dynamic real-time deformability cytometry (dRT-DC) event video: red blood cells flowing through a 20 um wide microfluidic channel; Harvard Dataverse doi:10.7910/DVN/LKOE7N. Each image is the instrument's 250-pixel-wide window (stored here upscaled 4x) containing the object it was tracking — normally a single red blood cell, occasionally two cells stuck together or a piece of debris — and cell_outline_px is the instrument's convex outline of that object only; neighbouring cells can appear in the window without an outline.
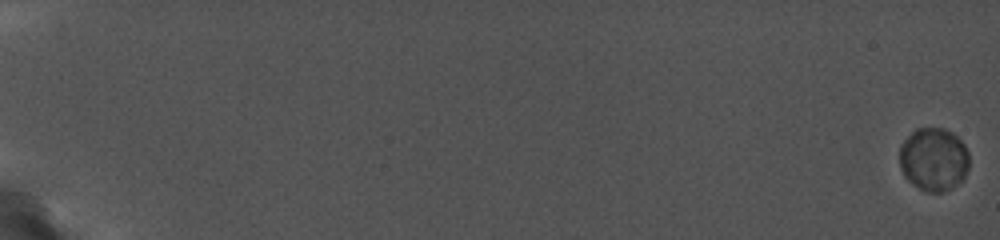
{"species": "common noctule bat (a hibernating species)", "species_latin": "Nyctalus noctula", "temperature_condition": "cold", "stored_images_in_passage": 65, "camera_frame_rate_fps": 5000, "um_per_image_px": 0.085, "animal": {"sex": "female", "body_mass_g": 19.0, "forearm_length_mm": 56.7}, "frame": {"image": 1, "passage_image": 1, "time_ms": 0.0, "image_size_px": [1000, 240], "cell_outline_px": [[968, 168], [964, 176], [956, 184], [940, 192], [924, 192], [912, 184], [904, 176], [900, 168], [900, 144], [916, 128], [944, 128], [952, 132], [964, 144], [968, 152]], "centroid_in_image_um": [79.33, 13.53], "position_along_channel_um": 5.7, "area_um2": 25.61}}
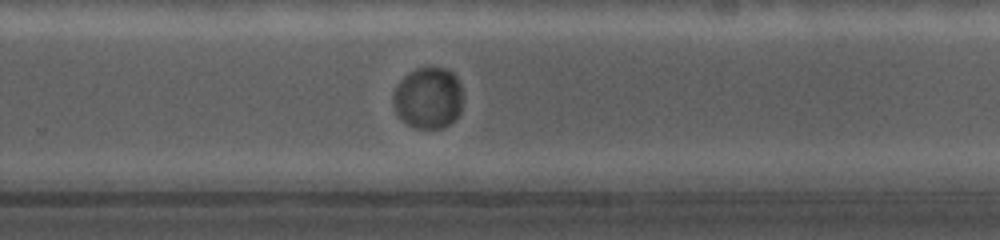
{"frame": {"image": 2, "passage_image": 50, "time_ms": 14.2, "image_size_px": [1000, 240], "cell_outline_px": [[460, 112], [444, 128], [416, 128], [408, 124], [396, 112], [392, 100], [392, 96], [396, 88], [404, 76], [408, 72], [416, 68], [444, 68], [452, 72], [456, 76], [460, 88]], "centroid_in_image_um": [36.37, 8.32], "position_along_channel_um": 293.4, "area_um2": 24.45}}
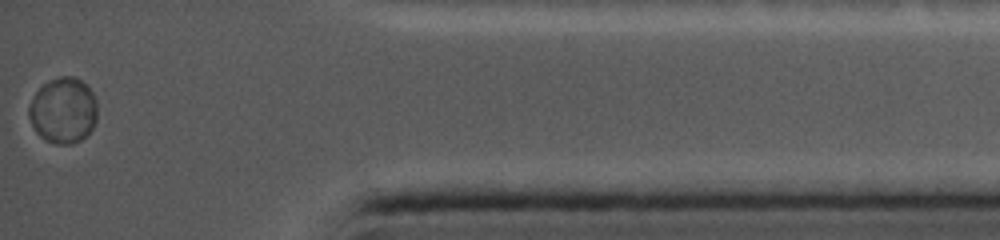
{"frame": {"image": 3, "passage_image": 65, "time_ms": 18.4, "image_size_px": [1000, 240], "cell_outline_px": [[96, 120], [92, 128], [80, 140], [72, 144], [56, 144], [40, 136], [36, 132], [28, 116], [28, 104], [36, 92], [44, 84], [60, 76], [72, 76], [80, 80], [92, 92], [96, 100]], "centroid_in_image_um": [5.35, 9.39], "position_along_channel_um": 429.8, "area_um2": 25.95}}